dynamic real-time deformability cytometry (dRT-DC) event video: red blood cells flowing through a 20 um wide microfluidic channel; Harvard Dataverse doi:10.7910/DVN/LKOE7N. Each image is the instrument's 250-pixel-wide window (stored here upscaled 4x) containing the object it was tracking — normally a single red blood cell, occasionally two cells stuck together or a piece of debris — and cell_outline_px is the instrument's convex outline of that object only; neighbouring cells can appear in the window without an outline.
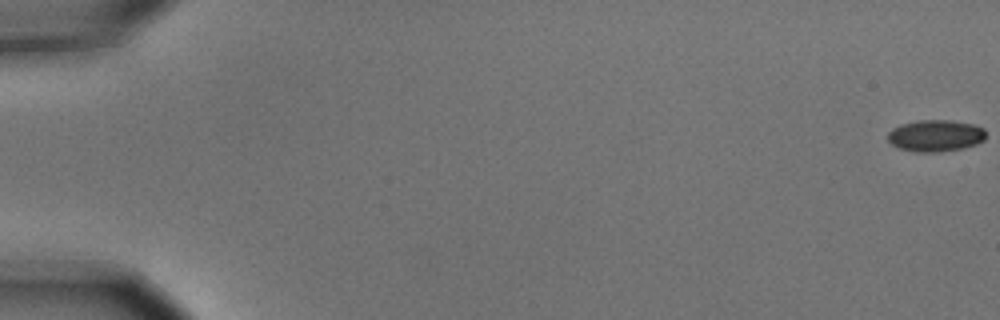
{"species": "common noctule bat (a hibernating species)", "species_latin": "Nyctalus noctula", "temperature_condition": "cold", "stored_images_in_passage": 5, "camera_frame_rate_fps": 3000, "um_per_image_px": 0.085, "animal": {"sex": "male", "body_mass_g": 15.6}, "frame": {"image": 1, "passage_image": 1, "time_ms": 0.0, "image_size_px": [1000, 320], "cell_outline_px": [[984, 140], [976, 144], [960, 148], [936, 152], [916, 152], [900, 148], [892, 144], [888, 140], [888, 132], [892, 128], [900, 124], [920, 120], [948, 120], [972, 124], [984, 128]], "centroid_in_image_um": [79.49, 11.52], "position_along_channel_um": 5.5, "area_um2": 17.92}}
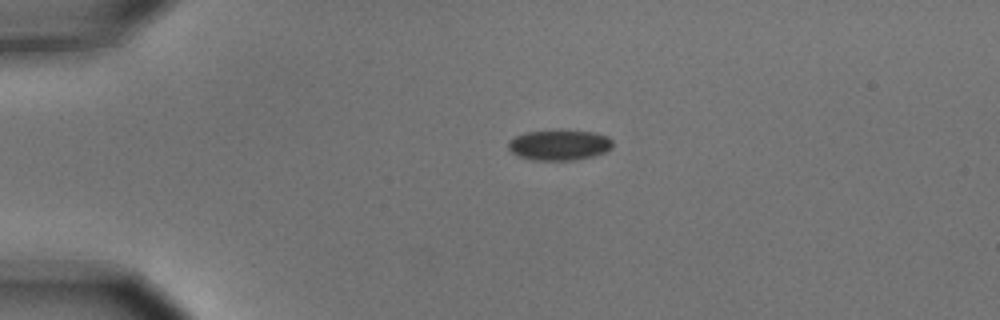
{"frame": {"image": 2, "passage_image": 4, "time_ms": 1.0, "image_size_px": [1000, 320], "cell_outline_px": [[612, 148], [604, 152], [592, 156], [576, 160], [532, 160], [516, 156], [508, 148], [508, 140], [524, 132], [592, 132], [608, 136], [612, 140]], "centroid_in_image_um": [47.51, 12.36], "position_along_channel_um": 37.5, "area_um2": 18.15}}